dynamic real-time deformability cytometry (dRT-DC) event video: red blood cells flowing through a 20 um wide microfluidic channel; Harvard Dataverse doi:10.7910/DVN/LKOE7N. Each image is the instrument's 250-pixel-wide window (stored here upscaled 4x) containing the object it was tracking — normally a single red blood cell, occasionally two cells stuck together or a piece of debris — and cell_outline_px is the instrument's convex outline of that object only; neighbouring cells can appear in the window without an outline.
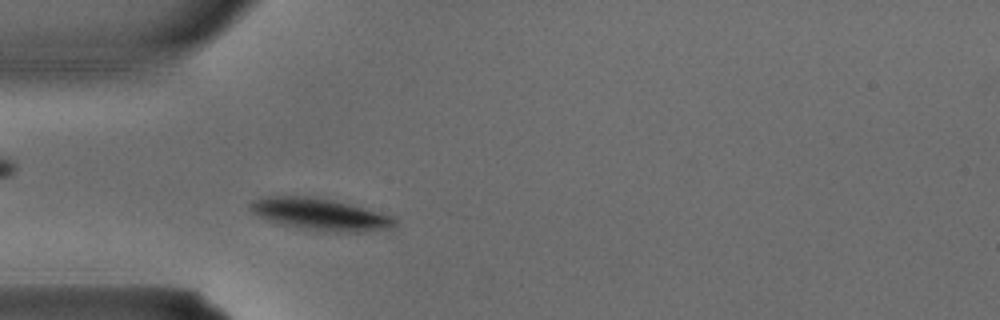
{"species": "common noctule bat (a hibernating species)", "species_latin": "Nyctalus noctula", "temperature_condition": "warm", "stored_images_in_passage": 1, "camera_frame_rate_fps": 3000, "um_per_image_px": 0.085, "animal": {"sex": "male", "body_mass_g": 15.6}, "frame": {"image": 1, "passage_image": 1, "time_ms": 0.0, "image_size_px": [1000, 320], "cell_outline_px": [[396, 224], [392, 228], [356, 232], [336, 232], [300, 228], [280, 224], [268, 220], [252, 212], [248, 208], [248, 204], [252, 200], [260, 196], [312, 196], [332, 200], [364, 208], [392, 216], [396, 220]], "centroid_in_image_um": [27.15, 18.2], "position_along_channel_um": 57.9, "area_um2": 26.76}}